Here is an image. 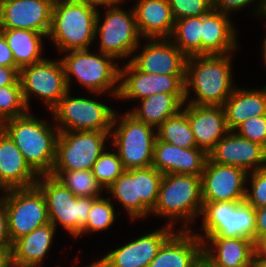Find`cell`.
Here are the masks:
<instances>
[{"label":"cell","mask_w":266,"mask_h":267,"mask_svg":"<svg viewBox=\"0 0 266 267\" xmlns=\"http://www.w3.org/2000/svg\"><path fill=\"white\" fill-rule=\"evenodd\" d=\"M231 56L225 54L188 57L185 77V103L208 106L224 105L235 88L231 75ZM190 89L195 92V97L191 100L189 99Z\"/></svg>","instance_id":"cell-1"},{"label":"cell","mask_w":266,"mask_h":267,"mask_svg":"<svg viewBox=\"0 0 266 267\" xmlns=\"http://www.w3.org/2000/svg\"><path fill=\"white\" fill-rule=\"evenodd\" d=\"M0 127L13 140L30 167L38 175H48L54 167L58 128L37 119L29 111L4 121Z\"/></svg>","instance_id":"cell-2"},{"label":"cell","mask_w":266,"mask_h":267,"mask_svg":"<svg viewBox=\"0 0 266 267\" xmlns=\"http://www.w3.org/2000/svg\"><path fill=\"white\" fill-rule=\"evenodd\" d=\"M203 211L201 176L189 174H163L156 205L151 215L168 218V226L185 220L181 230H190L188 224ZM176 220V221H175Z\"/></svg>","instance_id":"cell-3"},{"label":"cell","mask_w":266,"mask_h":267,"mask_svg":"<svg viewBox=\"0 0 266 267\" xmlns=\"http://www.w3.org/2000/svg\"><path fill=\"white\" fill-rule=\"evenodd\" d=\"M97 11L76 0H55L47 37L64 54L89 49L96 39Z\"/></svg>","instance_id":"cell-4"},{"label":"cell","mask_w":266,"mask_h":267,"mask_svg":"<svg viewBox=\"0 0 266 267\" xmlns=\"http://www.w3.org/2000/svg\"><path fill=\"white\" fill-rule=\"evenodd\" d=\"M115 58L104 53H91L89 49L67 51L61 59L68 90L71 89V77L91 93L103 92L118 98L120 90V67ZM115 63H114V62ZM118 85V86H115Z\"/></svg>","instance_id":"cell-5"},{"label":"cell","mask_w":266,"mask_h":267,"mask_svg":"<svg viewBox=\"0 0 266 267\" xmlns=\"http://www.w3.org/2000/svg\"><path fill=\"white\" fill-rule=\"evenodd\" d=\"M163 174L152 166L125 170L107 189L132 221L151 215Z\"/></svg>","instance_id":"cell-6"},{"label":"cell","mask_w":266,"mask_h":267,"mask_svg":"<svg viewBox=\"0 0 266 267\" xmlns=\"http://www.w3.org/2000/svg\"><path fill=\"white\" fill-rule=\"evenodd\" d=\"M36 186L45 197L49 221L55 227L60 224L74 238H78L98 197H77L50 174L39 175Z\"/></svg>","instance_id":"cell-7"},{"label":"cell","mask_w":266,"mask_h":267,"mask_svg":"<svg viewBox=\"0 0 266 267\" xmlns=\"http://www.w3.org/2000/svg\"><path fill=\"white\" fill-rule=\"evenodd\" d=\"M154 130L156 129L137 120L129 112L121 118L115 112L110 133V138L113 139L111 145L117 148L125 170L152 166L157 138Z\"/></svg>","instance_id":"cell-8"},{"label":"cell","mask_w":266,"mask_h":267,"mask_svg":"<svg viewBox=\"0 0 266 267\" xmlns=\"http://www.w3.org/2000/svg\"><path fill=\"white\" fill-rule=\"evenodd\" d=\"M68 91L49 112L59 132L101 131L111 133L115 110L98 100L71 97Z\"/></svg>","instance_id":"cell-9"},{"label":"cell","mask_w":266,"mask_h":267,"mask_svg":"<svg viewBox=\"0 0 266 267\" xmlns=\"http://www.w3.org/2000/svg\"><path fill=\"white\" fill-rule=\"evenodd\" d=\"M203 237H244L255 240V208L244 202H213L203 206Z\"/></svg>","instance_id":"cell-10"},{"label":"cell","mask_w":266,"mask_h":267,"mask_svg":"<svg viewBox=\"0 0 266 267\" xmlns=\"http://www.w3.org/2000/svg\"><path fill=\"white\" fill-rule=\"evenodd\" d=\"M120 3L108 7L103 24L100 22L99 8L97 11L95 38L99 37V51L115 59L131 57L141 47V36L137 29L134 10L124 11ZM101 24V25H100ZM99 35V36H97Z\"/></svg>","instance_id":"cell-11"},{"label":"cell","mask_w":266,"mask_h":267,"mask_svg":"<svg viewBox=\"0 0 266 267\" xmlns=\"http://www.w3.org/2000/svg\"><path fill=\"white\" fill-rule=\"evenodd\" d=\"M109 137L101 131L59 132L52 171L92 170Z\"/></svg>","instance_id":"cell-12"},{"label":"cell","mask_w":266,"mask_h":267,"mask_svg":"<svg viewBox=\"0 0 266 267\" xmlns=\"http://www.w3.org/2000/svg\"><path fill=\"white\" fill-rule=\"evenodd\" d=\"M2 192L5 195L3 197L12 243L21 236L50 222L45 197L36 185Z\"/></svg>","instance_id":"cell-13"},{"label":"cell","mask_w":266,"mask_h":267,"mask_svg":"<svg viewBox=\"0 0 266 267\" xmlns=\"http://www.w3.org/2000/svg\"><path fill=\"white\" fill-rule=\"evenodd\" d=\"M19 81L22 96L28 108L31 94L44 100L50 111L69 91L65 70L61 60L44 59L38 63L23 67L19 70Z\"/></svg>","instance_id":"cell-14"},{"label":"cell","mask_w":266,"mask_h":267,"mask_svg":"<svg viewBox=\"0 0 266 267\" xmlns=\"http://www.w3.org/2000/svg\"><path fill=\"white\" fill-rule=\"evenodd\" d=\"M248 172L213 162L209 157L201 174L203 206L213 202H244Z\"/></svg>","instance_id":"cell-15"},{"label":"cell","mask_w":266,"mask_h":267,"mask_svg":"<svg viewBox=\"0 0 266 267\" xmlns=\"http://www.w3.org/2000/svg\"><path fill=\"white\" fill-rule=\"evenodd\" d=\"M186 75L149 74L138 70L130 61L120 68V90L117 99H143L148 96L185 94Z\"/></svg>","instance_id":"cell-16"},{"label":"cell","mask_w":266,"mask_h":267,"mask_svg":"<svg viewBox=\"0 0 266 267\" xmlns=\"http://www.w3.org/2000/svg\"><path fill=\"white\" fill-rule=\"evenodd\" d=\"M173 232V227L166 225L123 244L87 267H147Z\"/></svg>","instance_id":"cell-17"},{"label":"cell","mask_w":266,"mask_h":267,"mask_svg":"<svg viewBox=\"0 0 266 267\" xmlns=\"http://www.w3.org/2000/svg\"><path fill=\"white\" fill-rule=\"evenodd\" d=\"M54 0H7L0 3V29H26L46 36Z\"/></svg>","instance_id":"cell-18"},{"label":"cell","mask_w":266,"mask_h":267,"mask_svg":"<svg viewBox=\"0 0 266 267\" xmlns=\"http://www.w3.org/2000/svg\"><path fill=\"white\" fill-rule=\"evenodd\" d=\"M144 40L148 41L142 52L134 54L130 59L138 70L149 74L186 75L188 57L175 46L171 38H144Z\"/></svg>","instance_id":"cell-19"},{"label":"cell","mask_w":266,"mask_h":267,"mask_svg":"<svg viewBox=\"0 0 266 267\" xmlns=\"http://www.w3.org/2000/svg\"><path fill=\"white\" fill-rule=\"evenodd\" d=\"M219 164L241 168L246 172L266 168V148L239 136L236 131H229L208 154Z\"/></svg>","instance_id":"cell-20"},{"label":"cell","mask_w":266,"mask_h":267,"mask_svg":"<svg viewBox=\"0 0 266 267\" xmlns=\"http://www.w3.org/2000/svg\"><path fill=\"white\" fill-rule=\"evenodd\" d=\"M191 232H173L147 267H197L203 260V242L196 232Z\"/></svg>","instance_id":"cell-21"},{"label":"cell","mask_w":266,"mask_h":267,"mask_svg":"<svg viewBox=\"0 0 266 267\" xmlns=\"http://www.w3.org/2000/svg\"><path fill=\"white\" fill-rule=\"evenodd\" d=\"M208 157L201 148H180L156 138L152 167L162 174L201 176Z\"/></svg>","instance_id":"cell-22"},{"label":"cell","mask_w":266,"mask_h":267,"mask_svg":"<svg viewBox=\"0 0 266 267\" xmlns=\"http://www.w3.org/2000/svg\"><path fill=\"white\" fill-rule=\"evenodd\" d=\"M188 119L198 148L209 154L229 129L223 106L186 104Z\"/></svg>","instance_id":"cell-23"},{"label":"cell","mask_w":266,"mask_h":267,"mask_svg":"<svg viewBox=\"0 0 266 267\" xmlns=\"http://www.w3.org/2000/svg\"><path fill=\"white\" fill-rule=\"evenodd\" d=\"M201 240L203 260L210 267H246L251 265L254 258L253 239L203 237Z\"/></svg>","instance_id":"cell-24"},{"label":"cell","mask_w":266,"mask_h":267,"mask_svg":"<svg viewBox=\"0 0 266 267\" xmlns=\"http://www.w3.org/2000/svg\"><path fill=\"white\" fill-rule=\"evenodd\" d=\"M38 178L13 140L0 127V190L32 187Z\"/></svg>","instance_id":"cell-25"},{"label":"cell","mask_w":266,"mask_h":267,"mask_svg":"<svg viewBox=\"0 0 266 267\" xmlns=\"http://www.w3.org/2000/svg\"><path fill=\"white\" fill-rule=\"evenodd\" d=\"M228 15L214 9L202 15V55L232 54L237 49V31Z\"/></svg>","instance_id":"cell-26"},{"label":"cell","mask_w":266,"mask_h":267,"mask_svg":"<svg viewBox=\"0 0 266 267\" xmlns=\"http://www.w3.org/2000/svg\"><path fill=\"white\" fill-rule=\"evenodd\" d=\"M137 3V4H136ZM133 6L137 29L144 38H170L175 19L168 0H137Z\"/></svg>","instance_id":"cell-27"},{"label":"cell","mask_w":266,"mask_h":267,"mask_svg":"<svg viewBox=\"0 0 266 267\" xmlns=\"http://www.w3.org/2000/svg\"><path fill=\"white\" fill-rule=\"evenodd\" d=\"M56 227L48 224L21 236L12 245L13 267L42 266V261L52 245Z\"/></svg>","instance_id":"cell-28"},{"label":"cell","mask_w":266,"mask_h":267,"mask_svg":"<svg viewBox=\"0 0 266 267\" xmlns=\"http://www.w3.org/2000/svg\"><path fill=\"white\" fill-rule=\"evenodd\" d=\"M223 107L229 131H234L248 118L266 115V85L261 90L235 87Z\"/></svg>","instance_id":"cell-29"},{"label":"cell","mask_w":266,"mask_h":267,"mask_svg":"<svg viewBox=\"0 0 266 267\" xmlns=\"http://www.w3.org/2000/svg\"><path fill=\"white\" fill-rule=\"evenodd\" d=\"M139 105L131 111L137 120L157 129L168 118L178 114L185 106V94L158 93L140 100Z\"/></svg>","instance_id":"cell-30"},{"label":"cell","mask_w":266,"mask_h":267,"mask_svg":"<svg viewBox=\"0 0 266 267\" xmlns=\"http://www.w3.org/2000/svg\"><path fill=\"white\" fill-rule=\"evenodd\" d=\"M11 48L16 66L23 67L38 63L45 58L41 55L43 33L26 29H0Z\"/></svg>","instance_id":"cell-31"},{"label":"cell","mask_w":266,"mask_h":267,"mask_svg":"<svg viewBox=\"0 0 266 267\" xmlns=\"http://www.w3.org/2000/svg\"><path fill=\"white\" fill-rule=\"evenodd\" d=\"M202 16L175 20L172 42L187 57L202 55Z\"/></svg>","instance_id":"cell-32"},{"label":"cell","mask_w":266,"mask_h":267,"mask_svg":"<svg viewBox=\"0 0 266 267\" xmlns=\"http://www.w3.org/2000/svg\"><path fill=\"white\" fill-rule=\"evenodd\" d=\"M157 139L180 148L197 147L188 115L181 110L156 129Z\"/></svg>","instance_id":"cell-33"},{"label":"cell","mask_w":266,"mask_h":267,"mask_svg":"<svg viewBox=\"0 0 266 267\" xmlns=\"http://www.w3.org/2000/svg\"><path fill=\"white\" fill-rule=\"evenodd\" d=\"M50 175L77 197H101L103 192L92 170L51 171Z\"/></svg>","instance_id":"cell-34"},{"label":"cell","mask_w":266,"mask_h":267,"mask_svg":"<svg viewBox=\"0 0 266 267\" xmlns=\"http://www.w3.org/2000/svg\"><path fill=\"white\" fill-rule=\"evenodd\" d=\"M115 219V210L111 200L98 197L92 204L86 226L81 230V235L107 230L113 225Z\"/></svg>","instance_id":"cell-35"},{"label":"cell","mask_w":266,"mask_h":267,"mask_svg":"<svg viewBox=\"0 0 266 267\" xmlns=\"http://www.w3.org/2000/svg\"><path fill=\"white\" fill-rule=\"evenodd\" d=\"M125 171L116 152L104 151L94 163L92 172L103 189H107Z\"/></svg>","instance_id":"cell-36"},{"label":"cell","mask_w":266,"mask_h":267,"mask_svg":"<svg viewBox=\"0 0 266 267\" xmlns=\"http://www.w3.org/2000/svg\"><path fill=\"white\" fill-rule=\"evenodd\" d=\"M27 112L21 86L0 87V125L8 119L23 116Z\"/></svg>","instance_id":"cell-37"},{"label":"cell","mask_w":266,"mask_h":267,"mask_svg":"<svg viewBox=\"0 0 266 267\" xmlns=\"http://www.w3.org/2000/svg\"><path fill=\"white\" fill-rule=\"evenodd\" d=\"M175 20L207 14L212 7V0H168Z\"/></svg>","instance_id":"cell-38"},{"label":"cell","mask_w":266,"mask_h":267,"mask_svg":"<svg viewBox=\"0 0 266 267\" xmlns=\"http://www.w3.org/2000/svg\"><path fill=\"white\" fill-rule=\"evenodd\" d=\"M247 178L251 184L246 189L245 201L255 209L266 206V168L251 171Z\"/></svg>","instance_id":"cell-39"},{"label":"cell","mask_w":266,"mask_h":267,"mask_svg":"<svg viewBox=\"0 0 266 267\" xmlns=\"http://www.w3.org/2000/svg\"><path fill=\"white\" fill-rule=\"evenodd\" d=\"M234 131H237L239 136L266 148V115L248 118Z\"/></svg>","instance_id":"cell-40"},{"label":"cell","mask_w":266,"mask_h":267,"mask_svg":"<svg viewBox=\"0 0 266 267\" xmlns=\"http://www.w3.org/2000/svg\"><path fill=\"white\" fill-rule=\"evenodd\" d=\"M258 2V0H256ZM254 3L255 0H212V7L214 10L220 11L222 13L229 14L233 11H238L239 9L246 7L247 5ZM237 9V10H236ZM257 16L261 15L266 19V0H259L257 8L254 9Z\"/></svg>","instance_id":"cell-41"},{"label":"cell","mask_w":266,"mask_h":267,"mask_svg":"<svg viewBox=\"0 0 266 267\" xmlns=\"http://www.w3.org/2000/svg\"><path fill=\"white\" fill-rule=\"evenodd\" d=\"M0 245H13L10 238L8 216L6 211L5 199L3 196L0 197Z\"/></svg>","instance_id":"cell-42"},{"label":"cell","mask_w":266,"mask_h":267,"mask_svg":"<svg viewBox=\"0 0 266 267\" xmlns=\"http://www.w3.org/2000/svg\"><path fill=\"white\" fill-rule=\"evenodd\" d=\"M18 67L0 66V87L21 86Z\"/></svg>","instance_id":"cell-43"},{"label":"cell","mask_w":266,"mask_h":267,"mask_svg":"<svg viewBox=\"0 0 266 267\" xmlns=\"http://www.w3.org/2000/svg\"><path fill=\"white\" fill-rule=\"evenodd\" d=\"M0 66L17 67L11 48L8 46L4 35L0 32Z\"/></svg>","instance_id":"cell-44"},{"label":"cell","mask_w":266,"mask_h":267,"mask_svg":"<svg viewBox=\"0 0 266 267\" xmlns=\"http://www.w3.org/2000/svg\"><path fill=\"white\" fill-rule=\"evenodd\" d=\"M266 236V206L255 209V239Z\"/></svg>","instance_id":"cell-45"},{"label":"cell","mask_w":266,"mask_h":267,"mask_svg":"<svg viewBox=\"0 0 266 267\" xmlns=\"http://www.w3.org/2000/svg\"><path fill=\"white\" fill-rule=\"evenodd\" d=\"M254 258L266 262V236L253 241Z\"/></svg>","instance_id":"cell-46"},{"label":"cell","mask_w":266,"mask_h":267,"mask_svg":"<svg viewBox=\"0 0 266 267\" xmlns=\"http://www.w3.org/2000/svg\"><path fill=\"white\" fill-rule=\"evenodd\" d=\"M76 1L84 3L85 5L98 10L97 6H100V7L106 6V8H108V7L115 6L118 3H123V1L125 0H76Z\"/></svg>","instance_id":"cell-47"},{"label":"cell","mask_w":266,"mask_h":267,"mask_svg":"<svg viewBox=\"0 0 266 267\" xmlns=\"http://www.w3.org/2000/svg\"><path fill=\"white\" fill-rule=\"evenodd\" d=\"M0 267H13L12 246L0 245Z\"/></svg>","instance_id":"cell-48"},{"label":"cell","mask_w":266,"mask_h":267,"mask_svg":"<svg viewBox=\"0 0 266 267\" xmlns=\"http://www.w3.org/2000/svg\"><path fill=\"white\" fill-rule=\"evenodd\" d=\"M251 267H266V262L253 258Z\"/></svg>","instance_id":"cell-49"},{"label":"cell","mask_w":266,"mask_h":267,"mask_svg":"<svg viewBox=\"0 0 266 267\" xmlns=\"http://www.w3.org/2000/svg\"><path fill=\"white\" fill-rule=\"evenodd\" d=\"M262 46H263V49L262 50H263V56H264L263 57L264 58L263 60L265 61V64H266V37L263 40V45Z\"/></svg>","instance_id":"cell-50"},{"label":"cell","mask_w":266,"mask_h":267,"mask_svg":"<svg viewBox=\"0 0 266 267\" xmlns=\"http://www.w3.org/2000/svg\"><path fill=\"white\" fill-rule=\"evenodd\" d=\"M197 267H210V266L204 260H202Z\"/></svg>","instance_id":"cell-51"},{"label":"cell","mask_w":266,"mask_h":267,"mask_svg":"<svg viewBox=\"0 0 266 267\" xmlns=\"http://www.w3.org/2000/svg\"><path fill=\"white\" fill-rule=\"evenodd\" d=\"M27 267H42V266H27ZM87 267V266H86Z\"/></svg>","instance_id":"cell-52"}]
</instances>
